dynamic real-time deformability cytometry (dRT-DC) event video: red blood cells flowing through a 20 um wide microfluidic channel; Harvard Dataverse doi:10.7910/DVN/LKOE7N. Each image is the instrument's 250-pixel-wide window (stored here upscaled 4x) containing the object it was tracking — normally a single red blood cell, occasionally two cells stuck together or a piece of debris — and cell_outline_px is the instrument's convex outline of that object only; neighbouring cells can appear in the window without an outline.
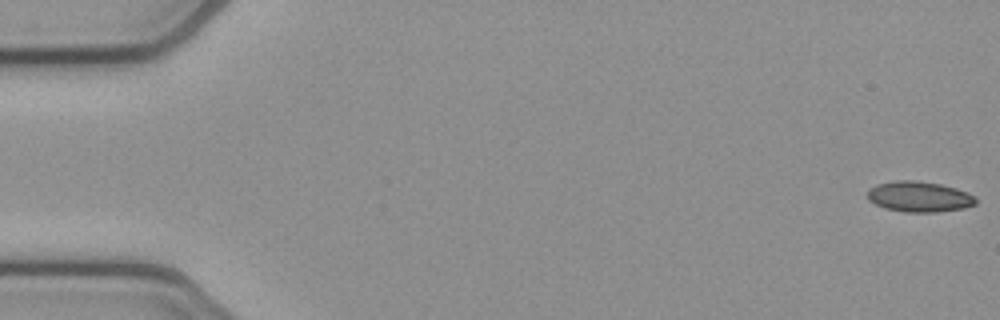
{"species": "common noctule bat (a hibernating species)", "species_latin": "Nyctalus noctula", "temperature_condition": "cold", "stored_images_in_passage": 6, "camera_frame_rate_fps": 3000, "um_per_image_px": 0.085, "animal": {"sex": "female", "body_mass_g": 21.9}, "frame": {"image": 1, "passage_image": 1, "time_ms": 0.0, "image_size_px": [1000, 320], "cell_outline_px": [[976, 204], [964, 208], [936, 212], [904, 212], [884, 208], [868, 200], [868, 188], [876, 184], [896, 180], [916, 180], [940, 184], [956, 188], [968, 192], [976, 196]], "centroid_in_image_um": [78.13, 16.71], "position_along_channel_um": 6.9, "area_um2": 19.48}}